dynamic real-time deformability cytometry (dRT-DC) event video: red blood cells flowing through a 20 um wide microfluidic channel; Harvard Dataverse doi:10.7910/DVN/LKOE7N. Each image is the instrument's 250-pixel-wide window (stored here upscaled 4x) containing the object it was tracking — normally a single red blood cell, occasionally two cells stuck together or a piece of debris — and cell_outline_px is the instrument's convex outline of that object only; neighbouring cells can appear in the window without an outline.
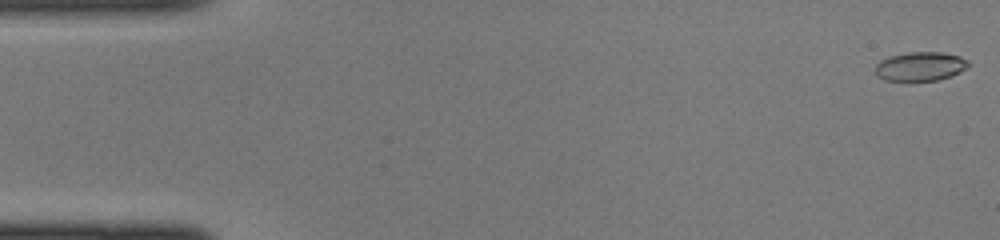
{"species": "common noctule bat (a hibernating species)", "species_latin": "Nyctalus noctula", "temperature_condition": "cold", "stored_images_in_passage": 44, "camera_frame_rate_fps": 3000, "um_per_image_px": 0.085, "animal": {"sex": "female", "body_mass_g": 22.0, "forearm_length_mm": 56.7}, "frame": {"image": 1, "passage_image": 1, "time_ms": 0.0, "image_size_px": [1000, 240], "cell_outline_px": [[968, 64], [960, 72], [936, 80], [912, 84], [908, 84], [884, 80], [876, 72], [876, 64], [880, 60], [888, 56], [908, 52], [940, 52], [960, 56], [968, 60]], "centroid_in_image_um": [78.16, 5.68], "position_along_channel_um": 6.8, "area_um2": 16.24}}
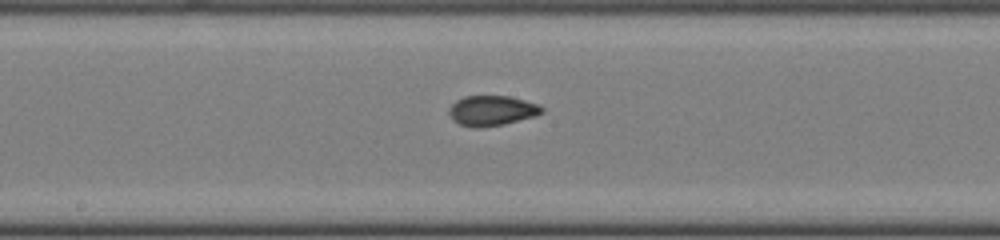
{"frame": {"image": 2, "passage_image": 23, "time_ms": 7.333, "image_size_px": [1000, 240], "cell_outline_px": [[544, 112], [536, 116], [504, 124], [480, 128], [472, 128], [460, 124], [452, 120], [448, 112], [448, 108], [456, 100], [464, 96], [508, 96], [540, 104], [544, 108]], "centroid_in_image_um": [41.81, 9.41], "position_along_channel_um": 206.4, "area_um2": 16.53}}
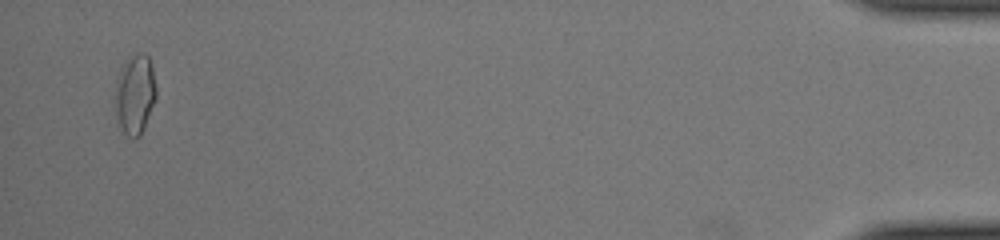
{"frame": {"image": 3, "passage_image": 43, "time_ms": 14.0, "image_size_px": [1000, 240], "cell_outline_px": [[156, 96], [144, 128], [140, 136], [136, 140], [132, 140], [124, 132], [116, 120], [116, 80], [128, 56], [136, 52], [144, 52], [148, 56], [152, 68], [156, 88]], "centroid_in_image_um": [11.47, 8.02], "position_along_channel_um": 423.7, "area_um2": 19.07}}